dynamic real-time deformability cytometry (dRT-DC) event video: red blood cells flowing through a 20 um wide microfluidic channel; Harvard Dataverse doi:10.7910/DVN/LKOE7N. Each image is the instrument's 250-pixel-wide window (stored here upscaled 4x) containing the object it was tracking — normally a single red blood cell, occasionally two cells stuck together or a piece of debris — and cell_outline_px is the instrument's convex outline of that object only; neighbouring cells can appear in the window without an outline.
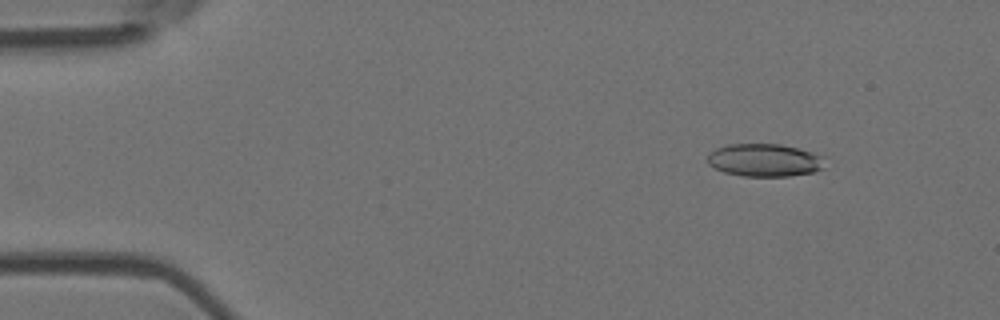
{"species": "Egyptian fruit bat (a non-hibernating species)", "species_latin": "Rousettus aegyptiacus", "temperature_condition": "room temperature", "stored_images_in_passage": 34, "camera_frame_rate_fps": 3000, "um_per_image_px": 0.085, "animal": {"sex": "female"}, "frame": {"image": 1, "passage_image": 1, "time_ms": 0.0, "image_size_px": [1000, 320], "cell_outline_px": [[828, 156], [824, 168], [812, 172], [788, 176], [744, 176], [724, 172], [708, 164], [708, 156], [716, 148], [728, 144], [780, 144]], "centroid_in_image_um": [65.06, 13.61], "position_along_channel_um": 19.9, "area_um2": 22.54}}
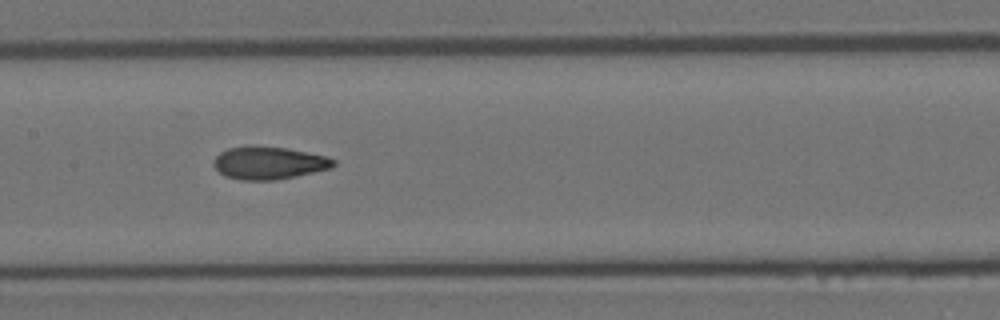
{"frame": {"image": 2, "passage_image": 21, "time_ms": 6.667, "image_size_px": [1000, 320], "cell_outline_px": [[336, 164], [332, 168], [296, 176], [276, 180], [240, 180], [224, 176], [212, 164], [216, 156], [220, 152], [228, 148], [248, 144], [256, 144], [288, 148], [328, 156], [336, 160]], "centroid_in_image_um": [22.85, 13.82], "position_along_channel_um": 184.5, "area_um2": 23.41}}
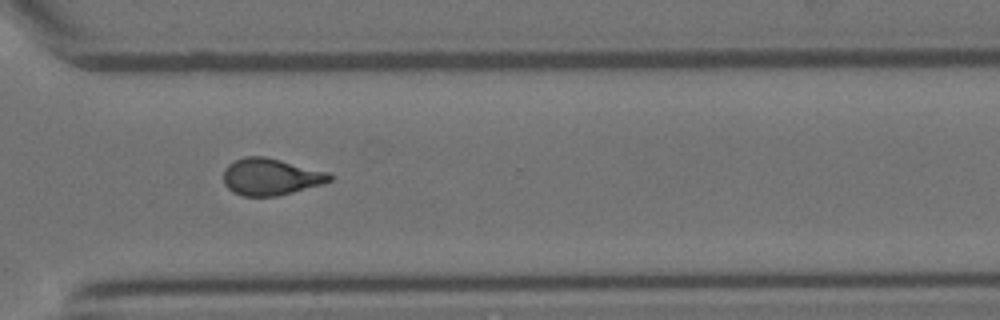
{"frame": {"image": 3, "passage_image": 34, "time_ms": 11.0, "image_size_px": [1000, 320], "cell_outline_px": [[332, 180], [324, 184], [276, 196], [244, 196], [232, 192], [224, 184], [224, 168], [228, 164], [244, 156], [264, 156], [328, 172], [332, 176]], "centroid_in_image_um": [22.99, 15.03], "position_along_channel_um": 347.6, "area_um2": 22.72}}